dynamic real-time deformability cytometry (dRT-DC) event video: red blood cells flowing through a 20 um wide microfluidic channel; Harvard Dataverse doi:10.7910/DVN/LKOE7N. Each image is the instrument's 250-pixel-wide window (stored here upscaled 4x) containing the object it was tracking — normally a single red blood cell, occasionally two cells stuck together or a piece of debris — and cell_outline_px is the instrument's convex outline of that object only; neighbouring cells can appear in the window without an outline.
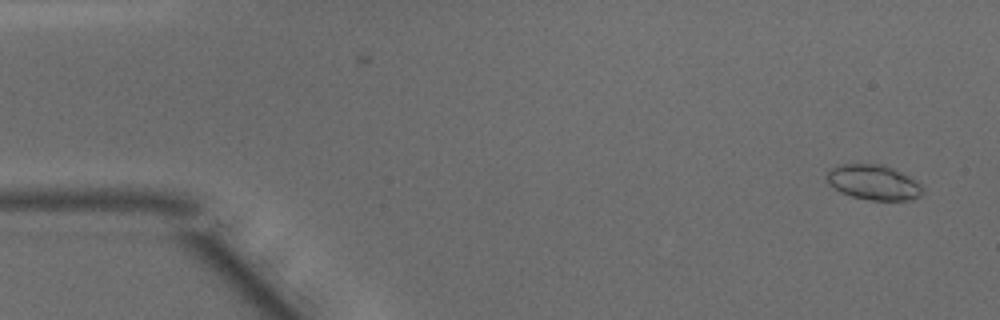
{"species": "common noctule bat (a hibernating species)", "species_latin": "Nyctalus noctula", "temperature_condition": "warm", "stored_images_in_passage": 49, "camera_frame_rate_fps": 3000, "um_per_image_px": 0.085, "animal": {"sex": "male", "body_mass_g": 15.6}, "frame": {"image": 1, "passage_image": 2, "time_ms": 0.333, "image_size_px": [1000, 320], "cell_outline_px": [[924, 188], [920, 196], [908, 200], [872, 200], [852, 196], [840, 192], [828, 184], [828, 168], [836, 164], [884, 164], [908, 176], [920, 184]], "centroid_in_image_um": [74.22, 15.49], "position_along_channel_um": 10.8, "area_um2": 19.54}}
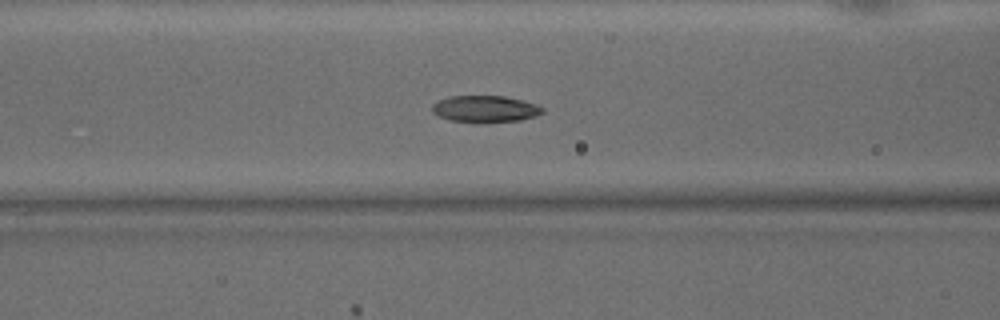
{"frame": {"image": 2, "passage_image": 19, "time_ms": 6.0, "image_size_px": [1000, 320], "cell_outline_px": [[544, 112], [536, 116], [520, 120], [452, 120], [440, 116], [432, 112], [432, 104], [448, 96], [504, 96], [524, 100], [536, 104], [544, 108]], "centroid_in_image_um": [41.28, 9.21], "position_along_channel_um": 125.3, "area_um2": 16.47}}
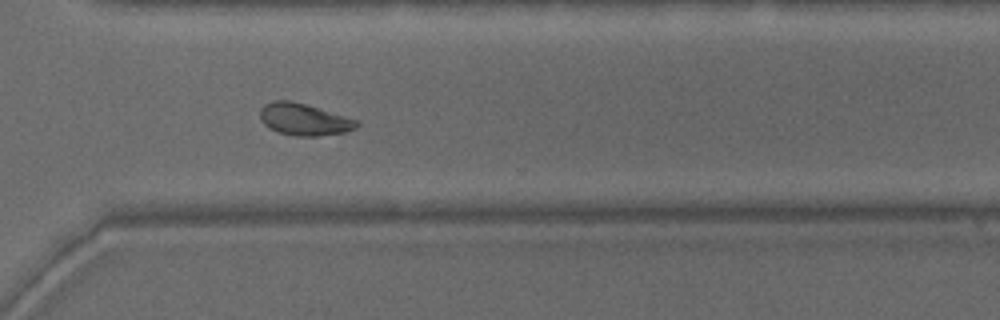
{"frame": {"image": 3, "passage_image": 35, "time_ms": 11.333, "image_size_px": [1000, 320], "cell_outline_px": [[360, 124], [356, 128], [344, 132], [320, 136], [296, 136], [280, 132], [264, 124], [260, 116], [260, 108], [264, 104], [272, 100], [288, 100], [304, 104], [356, 120]], "centroid_in_image_um": [25.82, 10.15], "position_along_channel_um": 344.8, "area_um2": 17.57}, "authors_computed_cell_mechanics": {"area_um2": 18.0336, "velocity_mm_per_s": 4.1169, "shape_relaxation_time_tau1_ms": 2.8527, "shape_relaxation_time_tau2_ms": 2.5529, "deformation_change_tau1": 0.114, "deformation_change_tau2": 0.07}}